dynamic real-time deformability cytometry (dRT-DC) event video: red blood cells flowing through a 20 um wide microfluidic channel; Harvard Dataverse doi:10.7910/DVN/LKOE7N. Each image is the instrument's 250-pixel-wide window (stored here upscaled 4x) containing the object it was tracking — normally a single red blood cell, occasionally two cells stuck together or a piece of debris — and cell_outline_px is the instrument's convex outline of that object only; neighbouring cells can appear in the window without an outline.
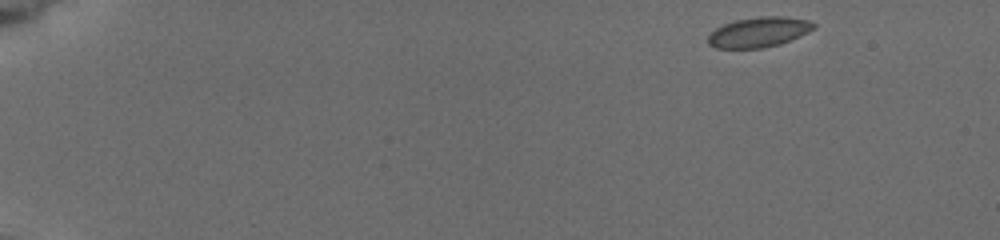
{"species": "common noctule bat (a hibernating species)", "species_latin": "Nyctalus noctula", "temperature_condition": "cold", "stored_images_in_passage": 7, "camera_frame_rate_fps": 3000, "um_per_image_px": 0.085, "animal": {"sex": "female", "body_mass_g": 19.5, "forearm_length_mm": 54.1}, "frame": {"image": 1, "passage_image": 1, "time_ms": 0.0, "image_size_px": [1000, 240], "cell_outline_px": [[816, 28], [800, 36], [780, 44], [760, 48], [716, 48], [708, 44], [708, 36], [716, 28], [724, 24], [736, 20], [760, 16], [784, 16], [808, 20], [816, 24]], "centroid_in_image_um": [64.52, 2.72], "position_along_channel_um": 20.5, "area_um2": 18.5}}
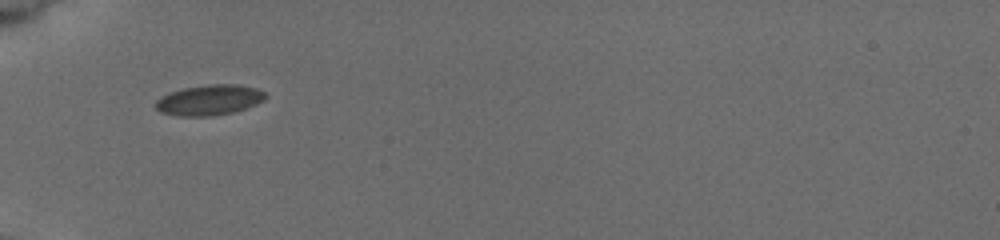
{"frame": {"image": 2, "passage_image": 6, "time_ms": 4.667, "image_size_px": [1000, 240], "cell_outline_px": [[268, 96], [264, 100], [256, 104], [232, 112], [212, 116], [176, 116], [160, 112], [156, 108], [156, 100], [168, 92], [184, 88], [208, 84], [236, 84], [256, 88], [264, 92]], "centroid_in_image_um": [17.78, 8.5], "position_along_channel_um": 67.2, "area_um2": 19.48}}